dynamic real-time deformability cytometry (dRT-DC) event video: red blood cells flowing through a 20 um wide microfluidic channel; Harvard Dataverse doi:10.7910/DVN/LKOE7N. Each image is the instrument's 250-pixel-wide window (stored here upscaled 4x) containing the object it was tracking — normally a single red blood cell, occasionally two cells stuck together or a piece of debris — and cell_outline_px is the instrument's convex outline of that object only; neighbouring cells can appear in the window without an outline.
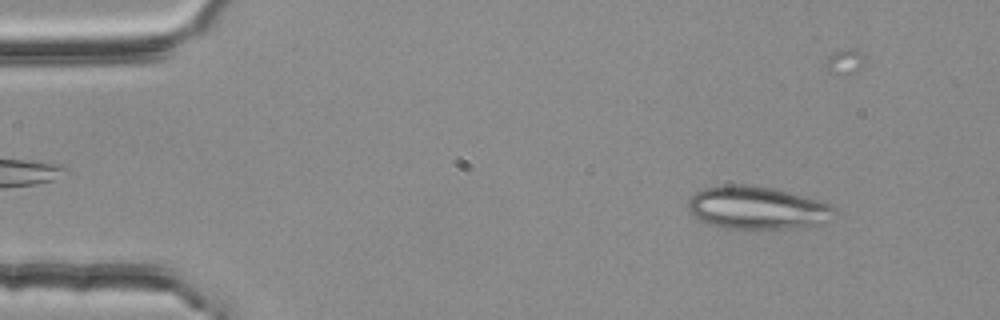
{"species": "common noctule bat (a hibernating species)", "species_latin": "Nyctalus noctula", "temperature_condition": "room temperature", "stored_images_in_passage": 18, "camera_frame_rate_fps": 3000, "um_per_image_px": 0.085, "animal": {"sex": "female", "body_mass_g": 25.1}, "frame": {"image": 1, "passage_image": 6, "time_ms": 1.667, "image_size_px": [1000, 320], "cell_outline_px": [[840, 216], [820, 224], [784, 228], [724, 228], [692, 216], [688, 212], [688, 200], [696, 192], [704, 188], [724, 184], [748, 184], [772, 188], [788, 192], [816, 200], [828, 204], [836, 208]], "centroid_in_image_um": [64.37, 17.65], "position_along_channel_um": 20.6, "area_um2": 36.41}}